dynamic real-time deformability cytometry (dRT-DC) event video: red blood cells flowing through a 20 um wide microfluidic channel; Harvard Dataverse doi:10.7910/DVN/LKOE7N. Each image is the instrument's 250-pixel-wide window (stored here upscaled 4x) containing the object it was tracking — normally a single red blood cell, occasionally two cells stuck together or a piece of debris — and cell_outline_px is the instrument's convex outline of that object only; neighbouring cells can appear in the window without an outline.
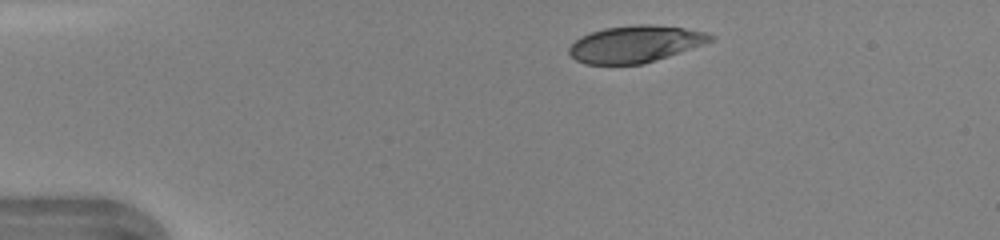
{"species": "human", "species_latin": "Homo sapiens", "temperature_condition": "warm", "stored_images_in_passage": 38, "camera_frame_rate_fps": 3000, "um_per_image_px": 0.085, "donor": {"sex": "female"}, "frame": {"image": 1, "passage_image": 1, "time_ms": 0.0, "image_size_px": [1000, 240], "cell_outline_px": [[716, 40], [644, 64], [584, 64], [576, 60], [568, 52], [568, 48], [580, 36], [604, 28], [632, 24], [648, 24], [684, 28], [704, 32], [716, 36]], "centroid_in_image_um": [54.0, 3.74], "position_along_channel_um": 31.0, "area_um2": 30.35}}
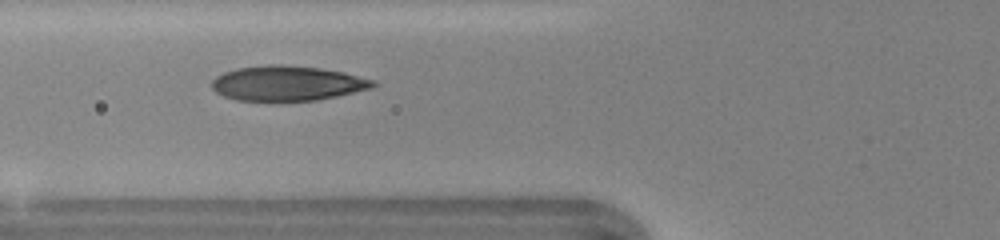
{"frame": {"image": 2, "passage_image": 10, "time_ms": 3.0, "image_size_px": [1000, 240], "cell_outline_px": [[376, 84], [372, 88], [336, 96], [316, 100], [236, 100], [224, 96], [216, 92], [212, 88], [212, 80], [216, 76], [224, 72], [236, 68], [268, 64], [280, 64], [320, 68], [344, 72], [376, 80]], "centroid_in_image_um": [24.42, 7.06], "position_along_channel_um": 101.4, "area_um2": 32.71}}
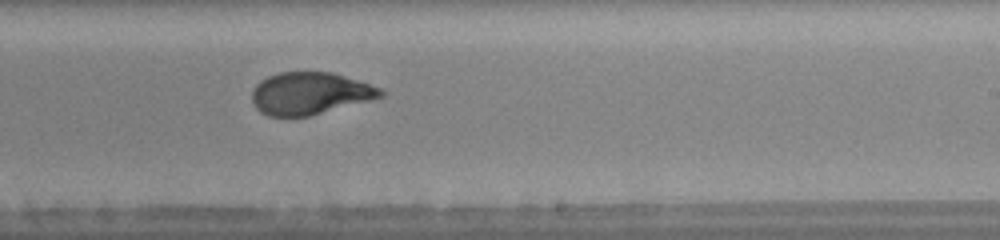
{"frame": {"image": 3, "passage_image": 21, "time_ms": 6.667, "image_size_px": [1000, 240], "cell_outline_px": [[384, 96], [308, 116], [268, 116], [260, 112], [256, 108], [252, 100], [252, 92], [256, 84], [260, 80], [268, 76], [280, 72], [332, 72], [380, 88], [384, 92]], "centroid_in_image_um": [26.29, 7.93], "position_along_channel_um": 262.7, "area_um2": 31.27}, "authors_computed_cell_mechanics": {"area_um2": 32.5414, "velocity_mm_per_s": 4.3941, "shape_relaxation_time_tau1_ms": 4.8487, "shape_relaxation_time_tau2_ms": null, "deformation_change_tau1": 0.2115, "deformation_change_tau2": null}}